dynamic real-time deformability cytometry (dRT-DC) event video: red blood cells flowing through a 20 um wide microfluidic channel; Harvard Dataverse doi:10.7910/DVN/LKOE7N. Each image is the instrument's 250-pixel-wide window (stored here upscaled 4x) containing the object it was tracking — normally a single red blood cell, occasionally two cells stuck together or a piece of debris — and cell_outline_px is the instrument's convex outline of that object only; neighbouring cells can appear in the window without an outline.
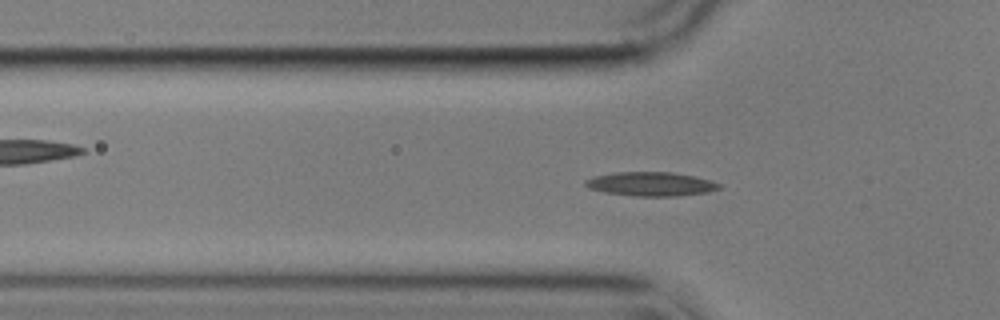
{"species": "common noctule bat (a hibernating species)", "species_latin": "Nyctalus noctula", "temperature_condition": "cold", "stored_images_in_passage": 56, "camera_frame_rate_fps": 3000, "um_per_image_px": 0.085, "animal": {"sex": "male", "body_mass_g": 17.9}, "frame": {"image": 1, "passage_image": 17, "time_ms": 5.333, "image_size_px": [1000, 320], "cell_outline_px": [[724, 184], [720, 188], [708, 192], [676, 196], [632, 196], [604, 192], [588, 188], [584, 184], [584, 180], [592, 176], [616, 172], [672, 172], [692, 176]], "centroid_in_image_um": [55.29, 15.64], "position_along_channel_um": 70.5, "area_um2": 18.79}}
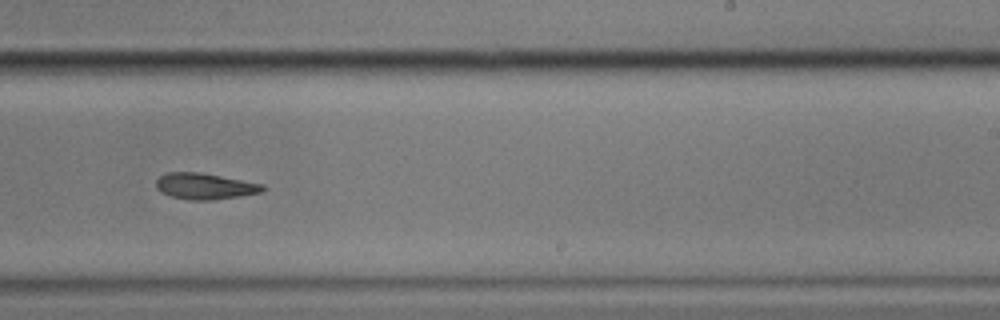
{"frame": {"image": 2, "passage_image": 34, "time_ms": 11.0, "image_size_px": [1000, 320], "cell_outline_px": [[264, 192], [212, 200], [192, 200], [172, 196], [160, 192], [156, 188], [156, 180], [160, 176], [168, 172], [200, 172], [264, 184]], "centroid_in_image_um": [17.41, 15.82], "position_along_channel_um": 271.6, "area_um2": 16.18}}
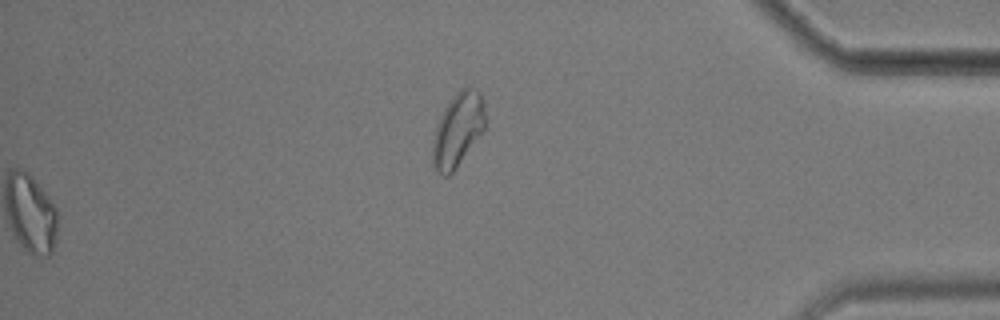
{"frame": {"image": 3, "passage_image": 56, "time_ms": 18.333, "image_size_px": [1000, 320], "cell_outline_px": [[484, 128], [452, 172], [448, 176], [444, 176], [436, 172], [432, 164], [432, 140], [436, 124], [448, 100], [460, 88], [468, 84], [480, 92], [484, 100]], "centroid_in_image_um": [38.87, 10.97], "position_along_channel_um": 396.3, "area_um2": 22.66}, "authors_computed_cell_mechanics": {"area_um2": 16.8776, "velocity_mm_per_s": 3.5443, "shape_relaxation_time_tau1_ms": 9.9157, "shape_relaxation_time_tau2_ms": null, "deformation_change_tau1": 0.1811, "deformation_change_tau2": null}}